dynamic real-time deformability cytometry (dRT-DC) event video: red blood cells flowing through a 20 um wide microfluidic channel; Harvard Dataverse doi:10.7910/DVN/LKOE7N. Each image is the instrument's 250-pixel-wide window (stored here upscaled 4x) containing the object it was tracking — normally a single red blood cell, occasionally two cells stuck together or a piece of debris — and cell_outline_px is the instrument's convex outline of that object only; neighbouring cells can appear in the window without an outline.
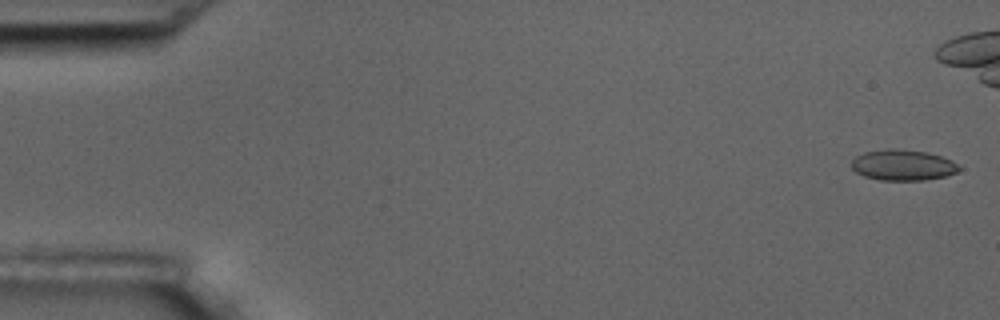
{"species": "common noctule bat (a hibernating species)", "species_latin": "Nyctalus noctula", "temperature_condition": "room temperature", "stored_images_in_passage": 8, "camera_frame_rate_fps": 3000, "um_per_image_px": 0.085, "animal": {"sex": "male", "body_mass_g": 17.5, "forearm_length_mm": 52.3}, "frame": {"image": 1, "passage_image": 1, "time_ms": 0.0, "image_size_px": [1000, 320], "cell_outline_px": [[960, 168], [956, 172], [948, 176], [924, 180], [880, 180], [864, 176], [856, 172], [852, 168], [852, 160], [856, 156], [864, 152], [888, 148], [896, 148], [928, 152], [952, 160]], "centroid_in_image_um": [76.74, 14.02], "position_along_channel_um": 8.3, "area_um2": 19.36}}